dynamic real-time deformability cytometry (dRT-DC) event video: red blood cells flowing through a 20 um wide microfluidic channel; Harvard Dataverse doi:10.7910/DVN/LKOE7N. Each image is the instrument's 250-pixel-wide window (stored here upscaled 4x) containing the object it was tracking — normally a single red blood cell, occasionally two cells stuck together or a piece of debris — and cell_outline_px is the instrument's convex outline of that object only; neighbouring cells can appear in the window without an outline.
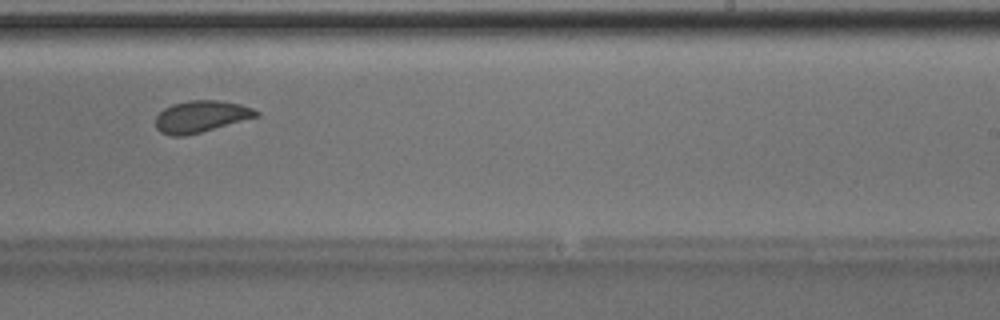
{"species": "Egyptian fruit bat (a non-hibernating species)", "species_latin": "Rousettus aegyptiacus", "temperature_condition": "room temperature", "stored_images_in_passage": 45, "camera_frame_rate_fps": 3000, "um_per_image_px": 0.085, "animal": {"sex": "male"}, "frame": {"image": 1, "passage_image": 26, "time_ms": 8.333, "image_size_px": [1000, 320], "cell_outline_px": [[260, 116], [200, 132], [184, 136], [168, 136], [160, 132], [156, 128], [156, 116], [164, 108], [172, 104], [188, 100], [220, 100], [240, 104], [252, 108], [260, 112]], "centroid_in_image_um": [17.08, 9.9], "position_along_channel_um": 271.9, "area_um2": 18.67}, "authors_computed_cell_mechanics": {"area_um2": 19.3052, "velocity_mm_per_s": 3.9984, "shape_relaxation_time_tau1_ms": 4.7892, "shape_relaxation_time_tau2_ms": 1.4387, "deformation_change_tau1": 0.0909, "deformation_change_tau2": 0.0546}}